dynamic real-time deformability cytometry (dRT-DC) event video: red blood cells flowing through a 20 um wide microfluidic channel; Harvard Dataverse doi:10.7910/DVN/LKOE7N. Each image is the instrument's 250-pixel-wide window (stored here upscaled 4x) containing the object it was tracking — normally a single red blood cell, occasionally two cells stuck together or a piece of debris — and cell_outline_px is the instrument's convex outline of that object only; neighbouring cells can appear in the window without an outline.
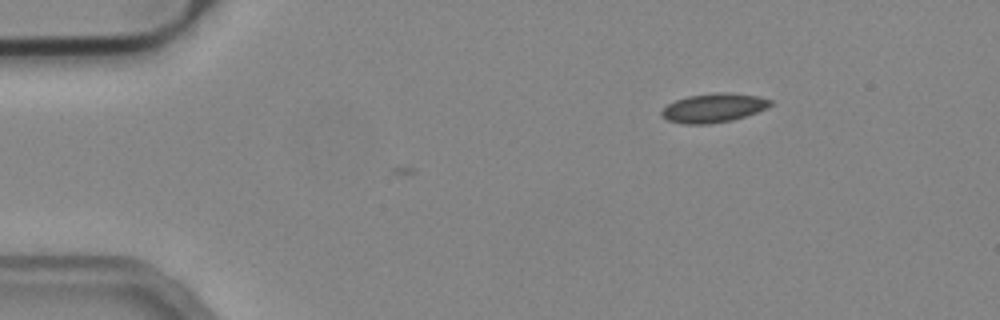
{"species": "common noctule bat (a hibernating species)", "species_latin": "Nyctalus noctula", "temperature_condition": "cold", "stored_images_in_passage": 8, "camera_frame_rate_fps": 3000, "um_per_image_px": 0.085, "animal": {"sex": "male", "body_mass_g": 19.2, "forearm_length_mm": 51.8}, "frame": {"image": 1, "passage_image": 8, "time_ms": 2.333, "image_size_px": [1000, 320], "cell_outline_px": [[772, 104], [756, 112], [732, 120], [708, 124], [684, 124], [668, 120], [660, 112], [668, 104], [676, 100], [688, 96], [716, 92], [728, 92], [760, 96], [772, 100]], "centroid_in_image_um": [60.66, 9.16], "position_along_channel_um": 24.3, "area_um2": 18.21}}